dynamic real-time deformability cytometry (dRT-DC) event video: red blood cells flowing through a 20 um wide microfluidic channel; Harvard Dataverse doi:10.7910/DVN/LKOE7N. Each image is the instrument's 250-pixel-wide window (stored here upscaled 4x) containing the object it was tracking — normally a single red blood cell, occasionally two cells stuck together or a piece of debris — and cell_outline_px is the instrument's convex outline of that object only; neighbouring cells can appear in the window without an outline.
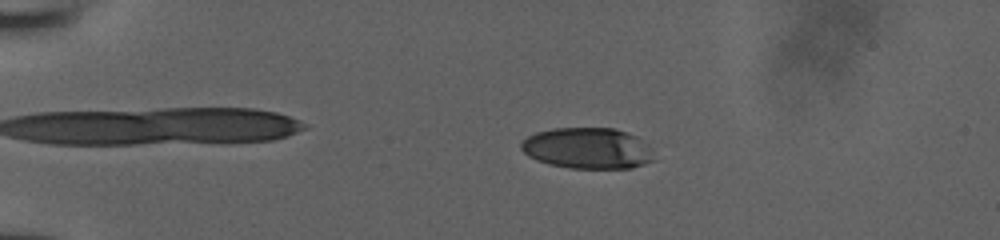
{"species": "human", "species_latin": "Homo sapiens", "temperature_condition": "room temperature", "stored_images_in_passage": 9, "camera_frame_rate_fps": 3000, "um_per_image_px": 0.085, "donor": {"sex": "male"}, "frame": {"image": 1, "passage_image": 4, "time_ms": 1.0, "image_size_px": [1000, 240], "cell_outline_px": [[656, 160], [632, 168], [572, 168], [548, 164], [536, 160], [528, 156], [520, 148], [520, 144], [528, 136], [536, 132], [556, 128], [616, 128], [628, 132], [636, 136], [648, 144], [652, 148]], "centroid_in_image_um": [49.99, 12.6], "position_along_channel_um": 35.0, "area_um2": 32.08}}
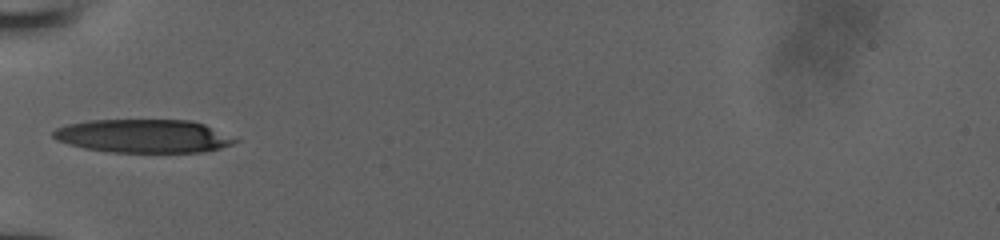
{"frame": {"image": 2, "passage_image": 7, "time_ms": 2.0, "image_size_px": [1000, 240], "cell_outline_px": [[240, 140], [232, 144], [220, 148], [204, 152], [108, 152], [84, 148], [68, 144], [56, 140], [52, 136], [52, 132], [56, 128], [68, 124], [88, 120], [192, 120], [204, 124]], "centroid_in_image_um": [12.17, 11.56], "position_along_channel_um": 72.8, "area_um2": 35.43}}